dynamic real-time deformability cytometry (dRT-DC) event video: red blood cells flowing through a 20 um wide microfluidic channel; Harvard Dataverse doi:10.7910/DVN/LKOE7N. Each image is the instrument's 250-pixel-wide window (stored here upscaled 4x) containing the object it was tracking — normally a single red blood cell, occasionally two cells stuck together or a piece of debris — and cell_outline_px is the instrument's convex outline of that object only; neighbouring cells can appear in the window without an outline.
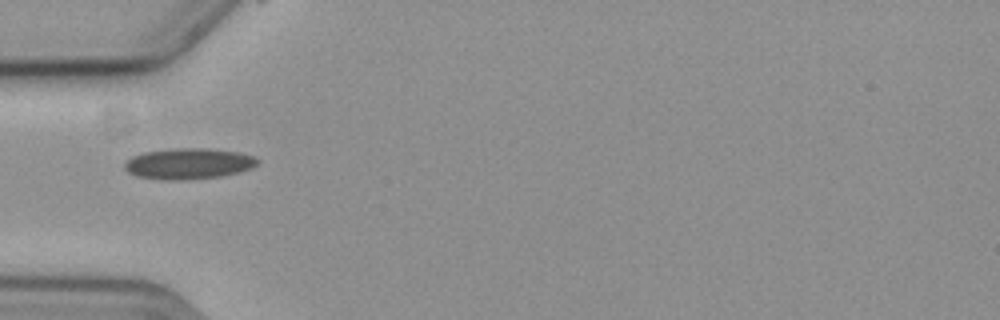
{"species": "common noctule bat (a hibernating species)", "species_latin": "Nyctalus noctula", "temperature_condition": "cold", "stored_images_in_passage": 31, "camera_frame_rate_fps": 3000, "um_per_image_px": 0.085, "animal": {"sex": "female", "body_mass_g": 19.3, "forearm_length_mm": 54.1}, "frame": {"image": 1, "passage_image": 1, "time_ms": 0.0, "image_size_px": [1000, 320], "cell_outline_px": [[260, 160], [252, 168], [220, 176], [176, 180], [164, 180], [136, 176], [128, 172], [124, 168], [124, 164], [132, 156], [144, 152], [176, 148], [208, 148], [240, 152], [256, 156]], "centroid_in_image_um": [16.03, 13.9], "position_along_channel_um": 69.0, "area_um2": 23.87}}
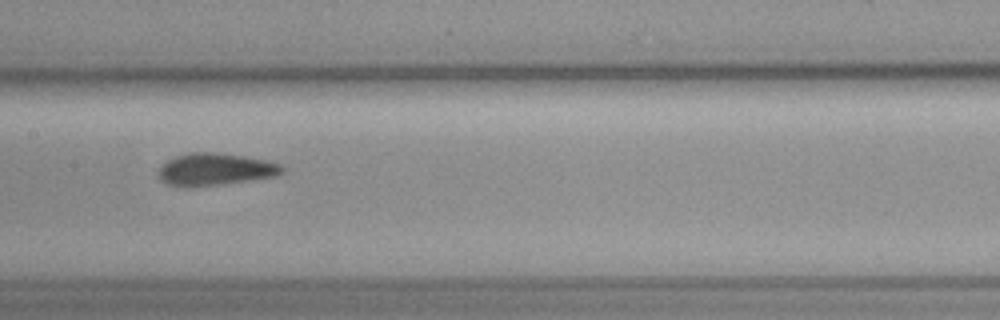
{"frame": {"image": 2, "passage_image": 11, "time_ms": 3.333, "image_size_px": [1000, 320], "cell_outline_px": [[284, 172], [276, 176], [220, 184], [168, 184], [160, 180], [156, 172], [168, 160], [176, 156], [188, 152], [216, 152], [244, 156], [268, 160], [284, 164]], "centroid_in_image_um": [18.37, 14.34], "position_along_channel_um": 189.0, "area_um2": 22.72}}
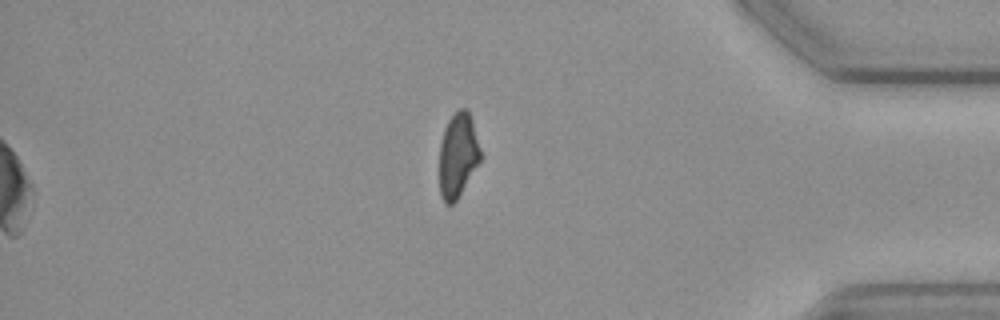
{"frame": {"image": 3, "passage_image": 31, "time_ms": 10.0, "image_size_px": [1000, 320], "cell_outline_px": [[480, 160], [456, 200], [452, 204], [444, 204], [440, 192], [440, 144], [444, 128], [448, 120], [460, 108], [468, 108], [472, 120], [480, 152]], "centroid_in_image_um": [38.9, 13.17], "position_along_channel_um": 396.3, "area_um2": 19.77}, "authors_computed_cell_mechanics": {"area_um2": 22.542, "velocity_mm_per_s": 3.5957, "shape_relaxation_time_tau1_ms": 10.2621, "shape_relaxation_time_tau2_ms": 2.7121, "deformation_change_tau1": 0.1631, "deformation_change_tau2": 0.0791}}